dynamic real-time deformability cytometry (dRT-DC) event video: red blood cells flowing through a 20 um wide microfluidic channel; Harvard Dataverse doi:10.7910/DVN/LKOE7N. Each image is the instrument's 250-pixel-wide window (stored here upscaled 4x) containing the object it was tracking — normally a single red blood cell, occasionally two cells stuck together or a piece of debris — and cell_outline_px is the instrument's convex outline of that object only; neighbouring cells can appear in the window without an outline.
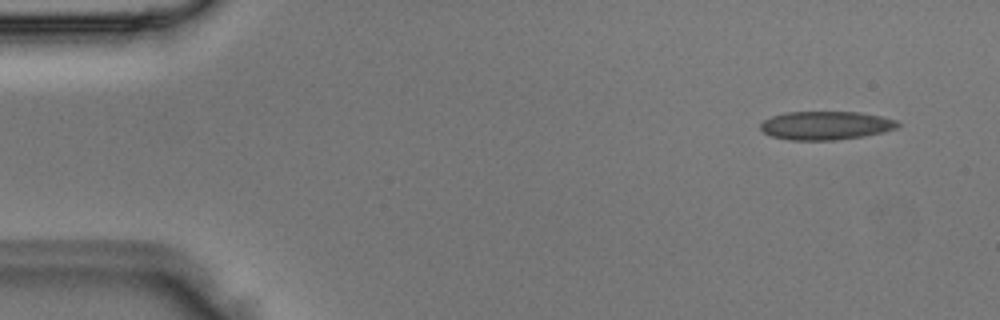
{"species": "Egyptian fruit bat (a non-hibernating species)", "species_latin": "Rousettus aegyptiacus", "temperature_condition": "room temperature", "stored_images_in_passage": 3, "camera_frame_rate_fps": 3000, "um_per_image_px": 0.085, "animal": {"sex": "male"}, "frame": {"image": 1, "passage_image": 1, "time_ms": 0.0, "image_size_px": [1000, 320], "cell_outline_px": [[900, 124], [896, 128], [884, 132], [864, 136], [836, 140], [788, 140], [772, 136], [764, 132], [760, 128], [760, 124], [764, 120], [772, 116], [784, 112], [860, 112], [880, 116], [896, 120]], "centroid_in_image_um": [70.19, 10.67], "position_along_channel_um": 14.8, "area_um2": 22.83}}